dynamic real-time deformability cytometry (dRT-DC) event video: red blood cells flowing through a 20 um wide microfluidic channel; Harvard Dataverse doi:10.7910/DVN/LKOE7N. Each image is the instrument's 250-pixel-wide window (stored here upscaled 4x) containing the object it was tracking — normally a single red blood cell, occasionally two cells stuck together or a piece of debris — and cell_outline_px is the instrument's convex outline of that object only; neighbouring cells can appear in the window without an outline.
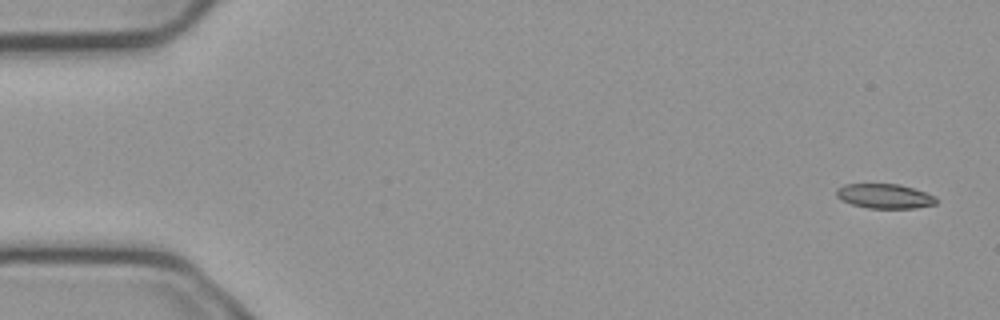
{"species": "common noctule bat (a hibernating species)", "species_latin": "Nyctalus noctula", "temperature_condition": "cold", "stored_images_in_passage": 5, "camera_frame_rate_fps": 3000, "um_per_image_px": 0.085, "animal": {"sex": "male", "body_mass_g": 23.1, "forearm_length_mm": 52.7}, "frame": {"image": 1, "passage_image": 1, "time_ms": 0.0, "image_size_px": [1000, 320], "cell_outline_px": [[936, 204], [916, 208], [868, 208], [852, 204], [840, 200], [836, 196], [836, 188], [844, 184], [900, 184], [936, 196]], "centroid_in_image_um": [75.16, 16.67], "position_along_channel_um": 9.8, "area_um2": 14.33}}
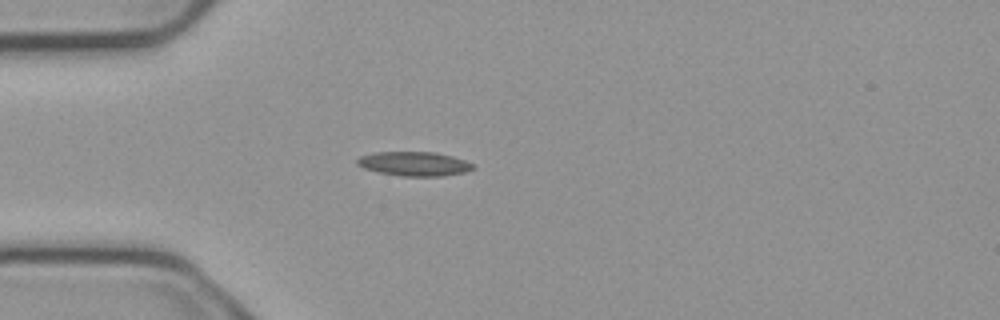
{"frame": {"image": 2, "passage_image": 5, "time_ms": 1.333, "image_size_px": [1000, 320], "cell_outline_px": [[472, 168], [464, 172], [444, 176], [400, 176], [380, 172], [364, 168], [356, 164], [356, 160], [360, 156], [376, 152], [436, 152], [452, 156], [464, 160], [472, 164]], "centroid_in_image_um": [35.17, 13.92], "position_along_channel_um": 49.8, "area_um2": 16.18}}